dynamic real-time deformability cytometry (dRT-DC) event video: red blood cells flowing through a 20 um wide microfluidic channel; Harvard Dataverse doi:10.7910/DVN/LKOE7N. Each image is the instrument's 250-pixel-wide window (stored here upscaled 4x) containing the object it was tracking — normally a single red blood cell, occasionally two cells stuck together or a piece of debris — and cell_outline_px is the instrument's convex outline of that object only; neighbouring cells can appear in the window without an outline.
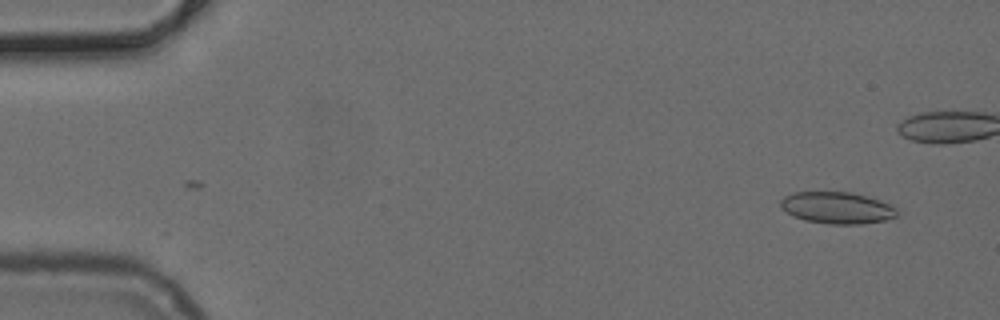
{"species": "common noctule bat (a hibernating species)", "species_latin": "Nyctalus noctula", "temperature_condition": "cold", "stored_images_in_passage": 39, "camera_frame_rate_fps": 3000, "um_per_image_px": 0.085, "animal": {"sex": "female", "body_mass_g": 24.6, "forearm_length_mm": 56.2}, "frame": {"image": 1, "passage_image": 1, "time_ms": 0.0, "image_size_px": [1000, 320], "cell_outline_px": [[896, 216], [884, 220], [860, 224], [832, 224], [804, 220], [792, 216], [780, 208], [780, 200], [784, 196], [792, 192], [852, 192], [880, 200], [896, 208]], "centroid_in_image_um": [71.09, 17.66], "position_along_channel_um": 13.9, "area_um2": 21.5}}
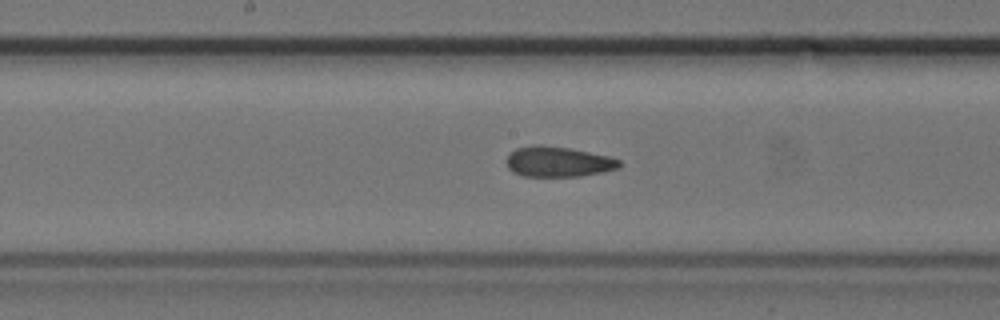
{"frame": {"image": 2, "passage_image": 24, "time_ms": 7.667, "image_size_px": [1000, 320], "cell_outline_px": [[620, 168], [604, 172], [580, 176], [524, 176], [512, 172], [508, 168], [508, 156], [516, 148], [536, 144], [540, 144], [568, 148], [608, 156], [620, 160]], "centroid_in_image_um": [47.46, 13.75], "position_along_channel_um": 200.7, "area_um2": 19.83}}
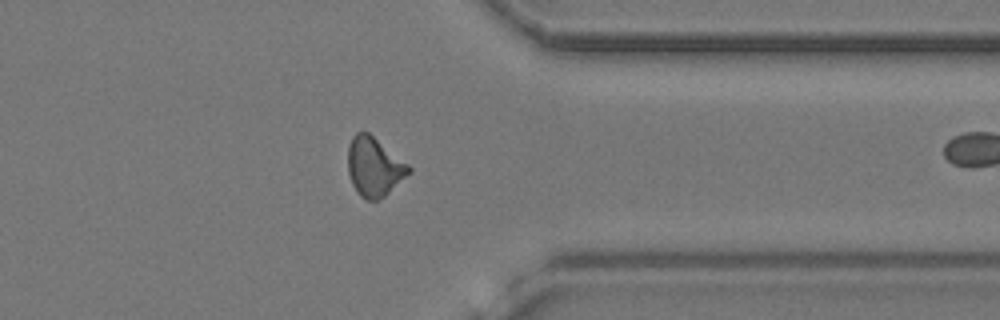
{"frame": {"image": 3, "passage_image": 38, "time_ms": 12.333, "image_size_px": [1000, 320], "cell_outline_px": [[412, 172], [384, 196], [376, 200], [368, 200], [360, 196], [352, 184], [348, 172], [348, 144], [352, 136], [356, 132], [368, 132], [408, 164], [412, 168]], "centroid_in_image_um": [31.8, 14.17], "position_along_channel_um": 379.6, "area_um2": 20.87}}